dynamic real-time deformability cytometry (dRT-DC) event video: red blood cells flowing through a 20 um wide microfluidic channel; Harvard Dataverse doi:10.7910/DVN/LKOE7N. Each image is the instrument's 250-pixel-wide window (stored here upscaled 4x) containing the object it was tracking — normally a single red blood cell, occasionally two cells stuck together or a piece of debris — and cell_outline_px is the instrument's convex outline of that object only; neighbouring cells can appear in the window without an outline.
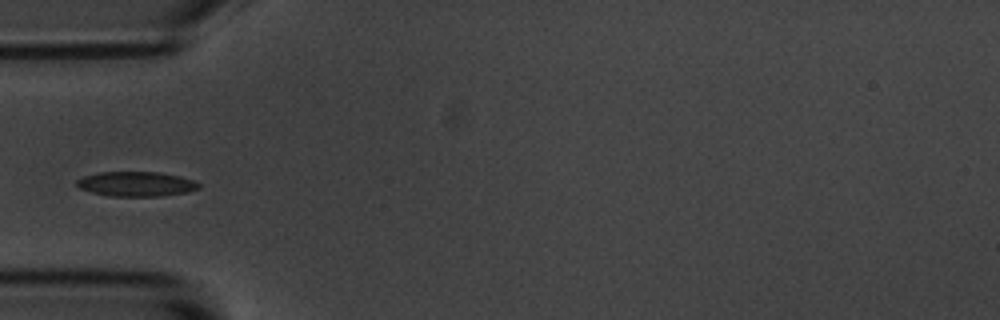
{"species": "common noctule bat (a hibernating species)", "species_latin": "Nyctalus noctula", "temperature_condition": "room temperature", "stored_images_in_passage": 1, "camera_frame_rate_fps": 3000, "um_per_image_px": 0.085, "animal": {"sex": "male", "body_mass_g": 20.1, "forearm_length_mm": 53.5}, "frame": {"image": 1, "passage_image": 1, "time_ms": 0.0, "image_size_px": [1000, 320], "cell_outline_px": [[200, 188], [188, 192], [160, 196], [108, 196], [92, 192], [80, 188], [76, 184], [76, 180], [84, 176], [100, 172], [160, 172], [180, 176], [192, 180], [200, 184]], "centroid_in_image_um": [11.59, 15.64], "position_along_channel_um": 73.4, "area_um2": 17.57}}